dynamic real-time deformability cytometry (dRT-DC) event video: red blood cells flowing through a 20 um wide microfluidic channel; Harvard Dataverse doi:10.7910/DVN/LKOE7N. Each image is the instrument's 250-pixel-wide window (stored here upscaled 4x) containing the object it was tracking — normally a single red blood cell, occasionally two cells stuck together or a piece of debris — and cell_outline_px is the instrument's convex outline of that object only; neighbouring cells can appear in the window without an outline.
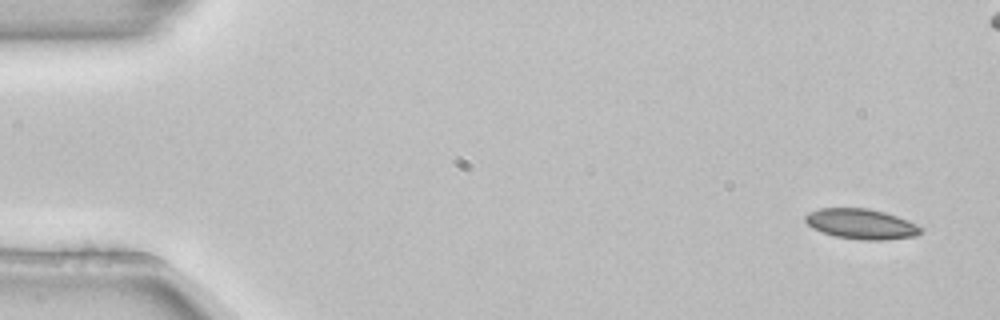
{"species": "common noctule bat (a hibernating species)", "species_latin": "Nyctalus noctula", "temperature_condition": "room temperature", "stored_images_in_passage": 5, "segment_of_instrument_passage": [1, 2], "camera_frame_rate_fps": 3000, "um_per_image_px": 0.085, "animal": {"sex": "female", "body_mass_g": 22.7, "forearm_length_mm": 54.2}, "frame": {"image": 1, "passage_image": 1, "time_ms": 0.0, "image_size_px": [1000, 320], "cell_outline_px": [[924, 228], [916, 236], [884, 240], [860, 240], [836, 236], [820, 232], [812, 228], [804, 220], [804, 216], [808, 212], [820, 208], [868, 208], [884, 212], [908, 220]], "centroid_in_image_um": [73.18, 19.04], "position_along_channel_um": 11.8, "area_um2": 20.46}}